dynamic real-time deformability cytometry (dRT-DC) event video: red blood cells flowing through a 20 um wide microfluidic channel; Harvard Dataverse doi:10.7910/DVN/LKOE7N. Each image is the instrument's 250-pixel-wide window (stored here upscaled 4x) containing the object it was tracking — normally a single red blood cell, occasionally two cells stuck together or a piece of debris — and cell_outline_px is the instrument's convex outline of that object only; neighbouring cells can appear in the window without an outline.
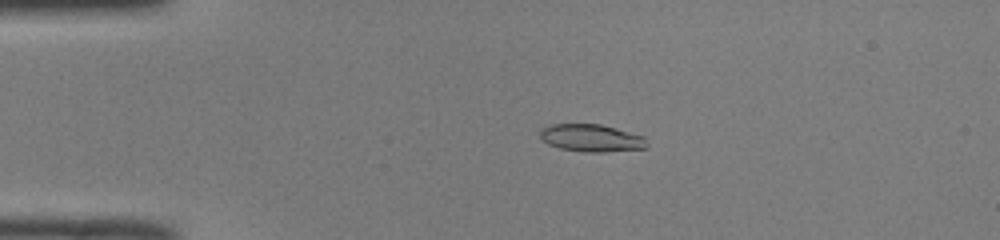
{"species": "common noctule bat (a hibernating species)", "species_latin": "Nyctalus noctula", "temperature_condition": "room temperature", "stored_images_in_passage": 48, "camera_frame_rate_fps": 3000, "um_per_image_px": 0.085, "animal": {"sex": "male", "body_mass_g": 19.0, "forearm_length_mm": 50.8}, "frame": {"image": 1, "passage_image": 8, "time_ms": 2.333, "image_size_px": [1000, 240], "cell_outline_px": [[648, 148], [604, 152], [584, 152], [560, 148], [548, 144], [540, 136], [540, 128], [552, 124], [600, 124], [616, 128], [644, 136], [648, 144]], "centroid_in_image_um": [50.29, 11.73], "position_along_channel_um": 34.7, "area_um2": 17.17}}
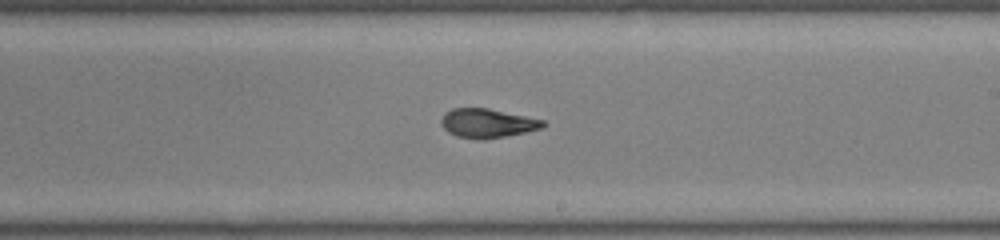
{"frame": {"image": 2, "passage_image": 27, "time_ms": 8.667, "image_size_px": [1000, 240], "cell_outline_px": [[544, 124], [540, 128], [524, 132], [504, 136], [480, 140], [456, 136], [448, 132], [440, 124], [440, 120], [444, 112], [452, 108], [488, 108], [544, 120]], "centroid_in_image_um": [41.35, 10.46], "position_along_channel_um": 247.7, "area_um2": 17.11}}
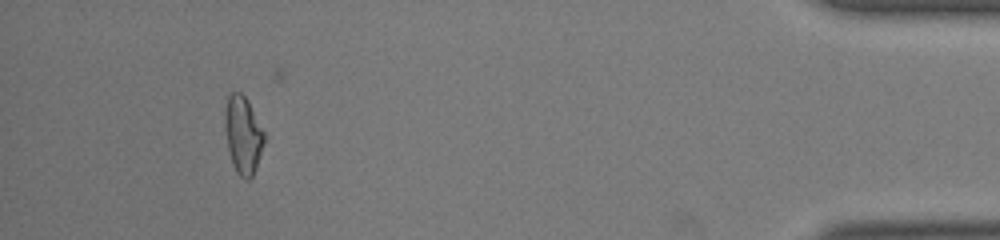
{"frame": {"image": 3, "passage_image": 44, "time_ms": 14.333, "image_size_px": [1000, 240], "cell_outline_px": [[264, 144], [252, 176], [248, 180], [244, 180], [236, 172], [232, 164], [228, 148], [224, 128], [224, 112], [228, 96], [232, 92], [240, 92], [248, 100], [264, 132]], "centroid_in_image_um": [20.63, 11.46], "position_along_channel_um": 414.6, "area_um2": 17.74}, "authors_computed_cell_mechanics": {"area_um2": 17.2244, "velocity_mm_per_s": 4.0447, "shape_relaxation_time_tau1_ms": 6.7359, "shape_relaxation_time_tau2_ms": 1.9393, "deformation_change_tau1": 0.2247, "deformation_change_tau2": 0.0714}}